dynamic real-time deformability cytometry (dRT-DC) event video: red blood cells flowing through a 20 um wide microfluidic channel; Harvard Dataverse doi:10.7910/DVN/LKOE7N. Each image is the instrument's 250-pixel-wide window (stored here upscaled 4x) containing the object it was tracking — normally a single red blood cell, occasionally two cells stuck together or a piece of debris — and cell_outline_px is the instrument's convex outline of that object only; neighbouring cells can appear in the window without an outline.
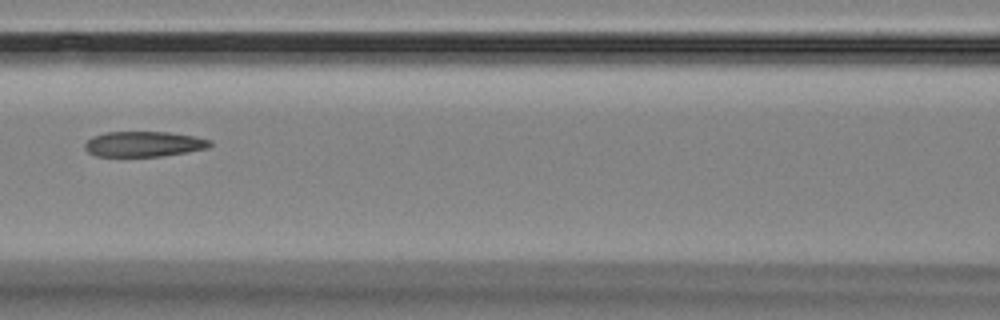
{"species": "Egyptian fruit bat (a non-hibernating species)", "species_latin": "Rousettus aegyptiacus", "temperature_condition": "room temperature", "stored_images_in_passage": 13, "camera_frame_rate_fps": 3000, "um_per_image_px": 0.085, "animal": {"sex": "female"}, "frame": {"image": 1, "passage_image": 4, "time_ms": 3.667, "image_size_px": [1000, 320], "cell_outline_px": [[212, 144], [208, 148], [188, 152], [160, 156], [96, 156], [88, 152], [84, 148], [84, 144], [92, 136], [104, 132], [168, 132], [196, 136], [212, 140]], "centroid_in_image_um": [12.24, 12.24], "position_along_channel_um": 154.4, "area_um2": 18.61}}
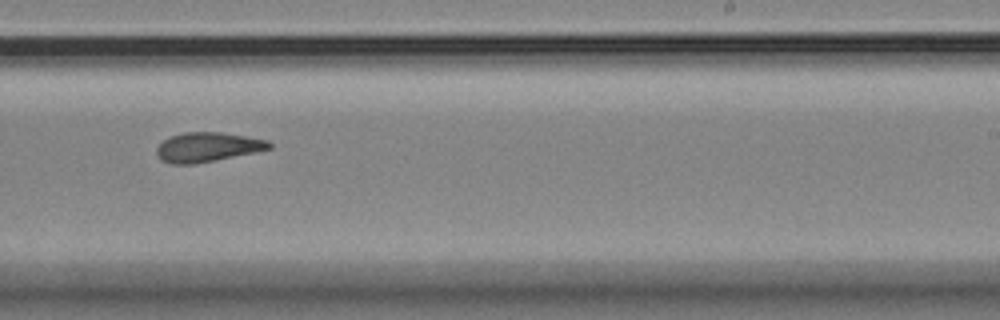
{"frame": {"image": 2, "passage_image": 7, "time_ms": 7.0, "image_size_px": [1000, 320], "cell_outline_px": [[272, 148], [256, 152], [196, 164], [168, 164], [160, 160], [156, 156], [156, 148], [168, 136], [184, 132], [220, 132], [268, 140], [272, 144]], "centroid_in_image_um": [17.6, 12.51], "position_along_channel_um": 271.4, "area_um2": 19.54}}
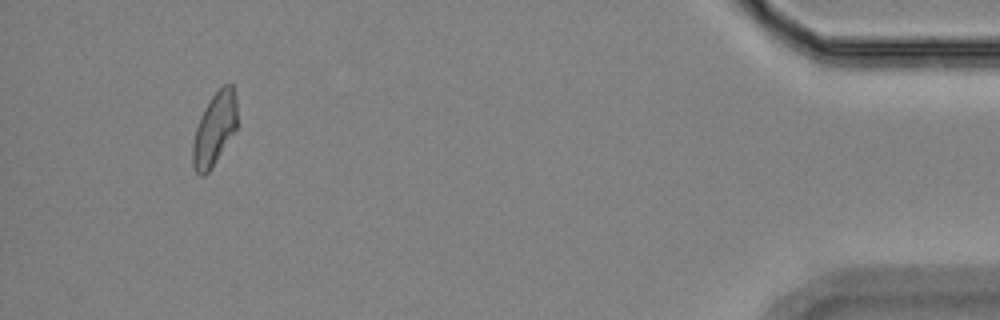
{"frame": {"image": 3, "passage_image": 12, "time_ms": 13.0, "image_size_px": [1000, 320], "cell_outline_px": [[236, 128], [216, 160], [208, 172], [204, 176], [200, 176], [196, 172], [192, 164], [192, 144], [196, 128], [200, 116], [208, 100], [224, 84], [232, 84], [236, 96]], "centroid_in_image_um": [18.2, 10.96], "position_along_channel_um": 417.0, "area_um2": 18.61}, "authors_computed_cell_mechanics": {"area_um2": 19.2474, "velocity_mm_per_s": 3.5196, "shape_relaxation_time_tau1_ms": null, "shape_relaxation_time_tau2_ms": 3.5035, "deformation_change_tau1": null, "deformation_change_tau2": 0.0932}}